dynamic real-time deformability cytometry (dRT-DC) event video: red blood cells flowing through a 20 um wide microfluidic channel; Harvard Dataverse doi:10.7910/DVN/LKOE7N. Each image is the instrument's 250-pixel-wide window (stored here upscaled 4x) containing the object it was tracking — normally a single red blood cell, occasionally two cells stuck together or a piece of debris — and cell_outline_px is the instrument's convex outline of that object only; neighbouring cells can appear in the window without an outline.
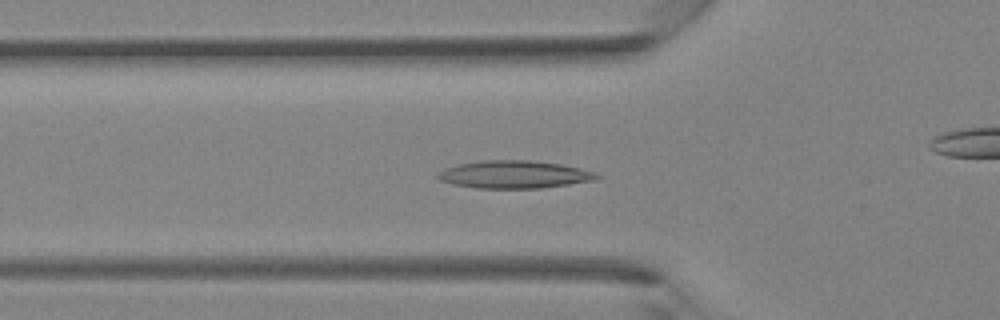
{"species": "Egyptian fruit bat (a non-hibernating species)", "species_latin": "Rousettus aegyptiacus", "temperature_condition": "room temperature", "stored_images_in_passage": 42, "camera_frame_rate_fps": 3000, "um_per_image_px": 0.085, "animal": {"sex": "female"}, "frame": {"image": 1, "passage_image": 13, "time_ms": 4.0, "image_size_px": [1000, 320], "cell_outline_px": [[604, 176], [596, 180], [540, 188], [476, 188], [452, 184], [440, 180], [436, 176], [444, 168], [460, 164], [480, 160], [528, 160], [560, 164], [580, 168], [596, 172]], "centroid_in_image_um": [43.74, 14.83], "position_along_channel_um": 82.1, "area_um2": 25.66}}
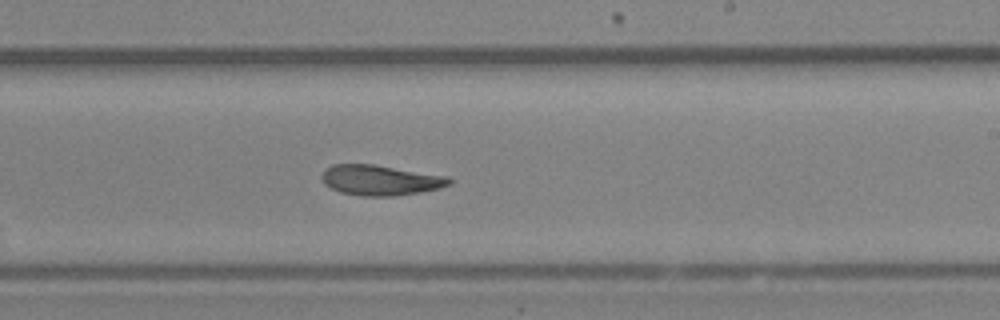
{"frame": {"image": 2, "passage_image": 24, "time_ms": 7.667, "image_size_px": [1000, 320], "cell_outline_px": [[452, 184], [440, 188], [420, 192], [396, 196], [360, 196], [340, 192], [324, 184], [320, 176], [332, 164], [372, 164], [448, 176], [452, 180]], "centroid_in_image_um": [32.35, 15.32], "position_along_channel_um": 256.7, "area_um2": 22.54}}
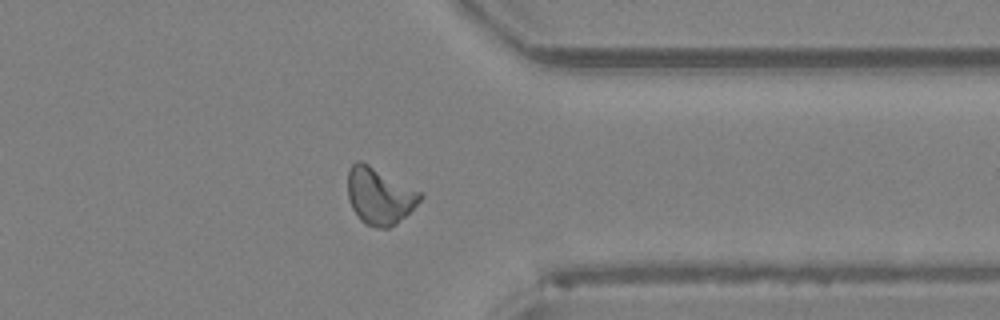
{"frame": {"image": 3, "passage_image": 32, "time_ms": 10.333, "image_size_px": [1000, 320], "cell_outline_px": [[424, 196], [396, 224], [388, 228], [376, 228], [364, 224], [360, 220], [352, 208], [348, 200], [348, 168], [356, 160], [360, 160], [368, 164], [420, 192]], "centroid_in_image_um": [32.2, 16.66], "position_along_channel_um": 379.2, "area_um2": 23.64}}